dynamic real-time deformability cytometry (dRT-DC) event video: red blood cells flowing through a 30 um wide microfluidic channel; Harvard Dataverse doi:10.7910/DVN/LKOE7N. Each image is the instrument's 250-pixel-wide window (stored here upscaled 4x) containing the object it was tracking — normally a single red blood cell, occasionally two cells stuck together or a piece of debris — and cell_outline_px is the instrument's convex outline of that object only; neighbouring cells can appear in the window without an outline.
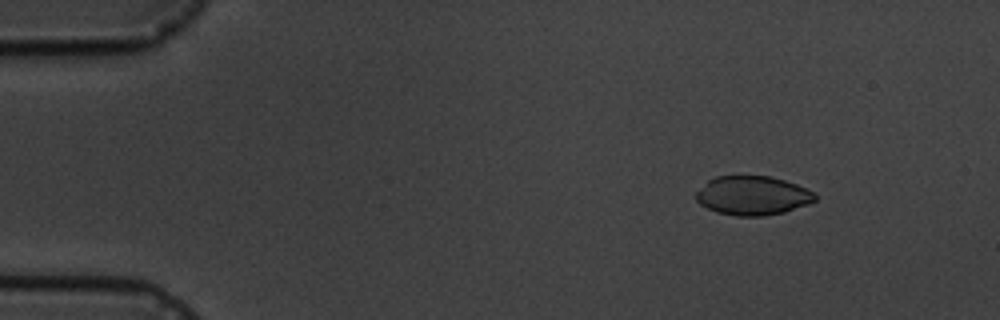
{"species": "common noctule bat (a hibernating species)", "species_latin": "Nyctalus noctula", "temperature_condition": "cold", "stored_images_in_passage": 5, "camera_frame_rate_fps": 3000, "um_per_image_px": 0.085, "animal": {"sex": "male", "body_mass_g": 19.5, "forearm_length_mm": 54.6}, "frame": {"image": 1, "passage_image": 2, "time_ms": 2.0, "image_size_px": [1000, 320], "cell_outline_px": [[816, 200], [808, 204], [784, 212], [764, 216], [736, 216], [716, 212], [700, 204], [696, 200], [696, 192], [708, 180], [716, 176], [768, 176], [784, 180], [796, 184], [816, 192]], "centroid_in_image_um": [63.98, 16.63], "position_along_channel_um": 21.0, "area_um2": 27.11}}
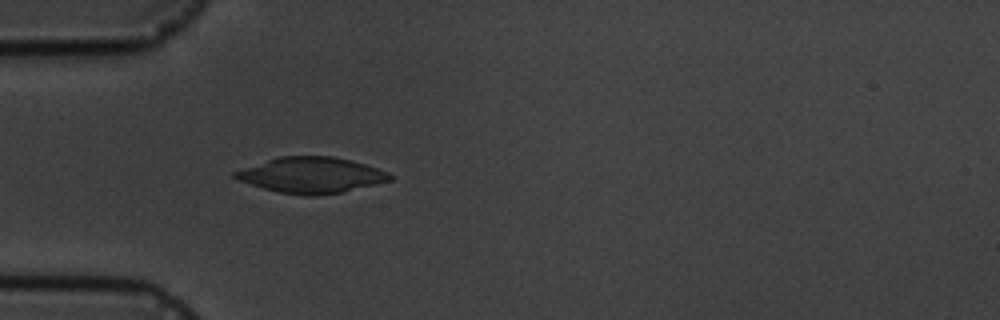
{"frame": {"image": 2, "passage_image": 5, "time_ms": 5.333, "image_size_px": [1000, 320], "cell_outline_px": [[392, 180], [344, 192], [312, 196], [308, 196], [280, 192], [264, 188], [240, 180], [232, 176], [232, 172], [280, 156], [332, 156], [352, 160], [388, 172], [392, 176]], "centroid_in_image_um": [26.5, 14.88], "position_along_channel_um": 58.5, "area_um2": 31.91}}